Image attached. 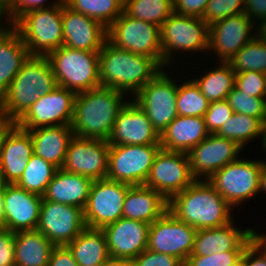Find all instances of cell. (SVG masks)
<instances>
[{"mask_svg":"<svg viewBox=\"0 0 266 266\" xmlns=\"http://www.w3.org/2000/svg\"><path fill=\"white\" fill-rule=\"evenodd\" d=\"M244 251H225L208 256H189L184 266H230L238 260Z\"/></svg>","mask_w":266,"mask_h":266,"instance_id":"obj_44","label":"cell"},{"mask_svg":"<svg viewBox=\"0 0 266 266\" xmlns=\"http://www.w3.org/2000/svg\"><path fill=\"white\" fill-rule=\"evenodd\" d=\"M125 96L104 87L76 94L71 123L74 136L108 140L120 110L130 100Z\"/></svg>","mask_w":266,"mask_h":266,"instance_id":"obj_3","label":"cell"},{"mask_svg":"<svg viewBox=\"0 0 266 266\" xmlns=\"http://www.w3.org/2000/svg\"><path fill=\"white\" fill-rule=\"evenodd\" d=\"M75 97V92L57 86L48 94L40 96L15 124L23 130L71 125Z\"/></svg>","mask_w":266,"mask_h":266,"instance_id":"obj_14","label":"cell"},{"mask_svg":"<svg viewBox=\"0 0 266 266\" xmlns=\"http://www.w3.org/2000/svg\"><path fill=\"white\" fill-rule=\"evenodd\" d=\"M57 86L47 56L30 55L0 99V119L15 123L40 96Z\"/></svg>","mask_w":266,"mask_h":266,"instance_id":"obj_4","label":"cell"},{"mask_svg":"<svg viewBox=\"0 0 266 266\" xmlns=\"http://www.w3.org/2000/svg\"><path fill=\"white\" fill-rule=\"evenodd\" d=\"M150 224L120 218L102 228L110 257L133 261L147 249Z\"/></svg>","mask_w":266,"mask_h":266,"instance_id":"obj_22","label":"cell"},{"mask_svg":"<svg viewBox=\"0 0 266 266\" xmlns=\"http://www.w3.org/2000/svg\"><path fill=\"white\" fill-rule=\"evenodd\" d=\"M167 70L168 68H164L160 71L132 98L147 114L159 135L178 116V81L170 76Z\"/></svg>","mask_w":266,"mask_h":266,"instance_id":"obj_11","label":"cell"},{"mask_svg":"<svg viewBox=\"0 0 266 266\" xmlns=\"http://www.w3.org/2000/svg\"><path fill=\"white\" fill-rule=\"evenodd\" d=\"M245 266H266L265 256L252 243L245 249Z\"/></svg>","mask_w":266,"mask_h":266,"instance_id":"obj_51","label":"cell"},{"mask_svg":"<svg viewBox=\"0 0 266 266\" xmlns=\"http://www.w3.org/2000/svg\"><path fill=\"white\" fill-rule=\"evenodd\" d=\"M244 149L234 140L209 134L187 152L191 173L196 180H207L228 163L237 161Z\"/></svg>","mask_w":266,"mask_h":266,"instance_id":"obj_19","label":"cell"},{"mask_svg":"<svg viewBox=\"0 0 266 266\" xmlns=\"http://www.w3.org/2000/svg\"><path fill=\"white\" fill-rule=\"evenodd\" d=\"M209 0H173V12L202 18Z\"/></svg>","mask_w":266,"mask_h":266,"instance_id":"obj_48","label":"cell"},{"mask_svg":"<svg viewBox=\"0 0 266 266\" xmlns=\"http://www.w3.org/2000/svg\"><path fill=\"white\" fill-rule=\"evenodd\" d=\"M235 74L258 71L266 74V40L258 34L229 61Z\"/></svg>","mask_w":266,"mask_h":266,"instance_id":"obj_38","label":"cell"},{"mask_svg":"<svg viewBox=\"0 0 266 266\" xmlns=\"http://www.w3.org/2000/svg\"><path fill=\"white\" fill-rule=\"evenodd\" d=\"M196 232L167 210L150 224L147 249L175 256L185 263L192 254Z\"/></svg>","mask_w":266,"mask_h":266,"instance_id":"obj_15","label":"cell"},{"mask_svg":"<svg viewBox=\"0 0 266 266\" xmlns=\"http://www.w3.org/2000/svg\"><path fill=\"white\" fill-rule=\"evenodd\" d=\"M233 113V109L227 100L210 102L204 115L208 132L216 134Z\"/></svg>","mask_w":266,"mask_h":266,"instance_id":"obj_43","label":"cell"},{"mask_svg":"<svg viewBox=\"0 0 266 266\" xmlns=\"http://www.w3.org/2000/svg\"><path fill=\"white\" fill-rule=\"evenodd\" d=\"M132 262L133 266H184V263L175 256L148 249L141 252Z\"/></svg>","mask_w":266,"mask_h":266,"instance_id":"obj_46","label":"cell"},{"mask_svg":"<svg viewBox=\"0 0 266 266\" xmlns=\"http://www.w3.org/2000/svg\"><path fill=\"white\" fill-rule=\"evenodd\" d=\"M230 266H245V250L242 254V256L236 260L233 264H231Z\"/></svg>","mask_w":266,"mask_h":266,"instance_id":"obj_58","label":"cell"},{"mask_svg":"<svg viewBox=\"0 0 266 266\" xmlns=\"http://www.w3.org/2000/svg\"><path fill=\"white\" fill-rule=\"evenodd\" d=\"M244 13L260 27L266 22V0H244Z\"/></svg>","mask_w":266,"mask_h":266,"instance_id":"obj_49","label":"cell"},{"mask_svg":"<svg viewBox=\"0 0 266 266\" xmlns=\"http://www.w3.org/2000/svg\"><path fill=\"white\" fill-rule=\"evenodd\" d=\"M260 191L266 194V161L261 160Z\"/></svg>","mask_w":266,"mask_h":266,"instance_id":"obj_56","label":"cell"},{"mask_svg":"<svg viewBox=\"0 0 266 266\" xmlns=\"http://www.w3.org/2000/svg\"><path fill=\"white\" fill-rule=\"evenodd\" d=\"M48 266H79L72 252L66 246H54L50 257Z\"/></svg>","mask_w":266,"mask_h":266,"instance_id":"obj_50","label":"cell"},{"mask_svg":"<svg viewBox=\"0 0 266 266\" xmlns=\"http://www.w3.org/2000/svg\"><path fill=\"white\" fill-rule=\"evenodd\" d=\"M63 45L99 52L107 41V28L84 14L73 11L62 0Z\"/></svg>","mask_w":266,"mask_h":266,"instance_id":"obj_23","label":"cell"},{"mask_svg":"<svg viewBox=\"0 0 266 266\" xmlns=\"http://www.w3.org/2000/svg\"><path fill=\"white\" fill-rule=\"evenodd\" d=\"M101 266H133V262L128 259L109 257Z\"/></svg>","mask_w":266,"mask_h":266,"instance_id":"obj_55","label":"cell"},{"mask_svg":"<svg viewBox=\"0 0 266 266\" xmlns=\"http://www.w3.org/2000/svg\"><path fill=\"white\" fill-rule=\"evenodd\" d=\"M43 196L16 184H6L4 193L5 229L12 232L36 230Z\"/></svg>","mask_w":266,"mask_h":266,"instance_id":"obj_24","label":"cell"},{"mask_svg":"<svg viewBox=\"0 0 266 266\" xmlns=\"http://www.w3.org/2000/svg\"><path fill=\"white\" fill-rule=\"evenodd\" d=\"M217 66L192 78L209 102L226 100L235 86V72L229 62H217ZM212 69V70H211Z\"/></svg>","mask_w":266,"mask_h":266,"instance_id":"obj_33","label":"cell"},{"mask_svg":"<svg viewBox=\"0 0 266 266\" xmlns=\"http://www.w3.org/2000/svg\"><path fill=\"white\" fill-rule=\"evenodd\" d=\"M11 124H12L11 122L0 119V148H1V140L3 137V133Z\"/></svg>","mask_w":266,"mask_h":266,"instance_id":"obj_57","label":"cell"},{"mask_svg":"<svg viewBox=\"0 0 266 266\" xmlns=\"http://www.w3.org/2000/svg\"><path fill=\"white\" fill-rule=\"evenodd\" d=\"M258 34L259 26L244 12L227 17L209 25L208 52L215 54L217 57L215 59L218 62H229L243 46Z\"/></svg>","mask_w":266,"mask_h":266,"instance_id":"obj_16","label":"cell"},{"mask_svg":"<svg viewBox=\"0 0 266 266\" xmlns=\"http://www.w3.org/2000/svg\"><path fill=\"white\" fill-rule=\"evenodd\" d=\"M209 134L204 117L178 115L160 134V145L168 151L187 153Z\"/></svg>","mask_w":266,"mask_h":266,"instance_id":"obj_26","label":"cell"},{"mask_svg":"<svg viewBox=\"0 0 266 266\" xmlns=\"http://www.w3.org/2000/svg\"><path fill=\"white\" fill-rule=\"evenodd\" d=\"M86 227L83 209L42 199L36 230L55 246L67 245Z\"/></svg>","mask_w":266,"mask_h":266,"instance_id":"obj_17","label":"cell"},{"mask_svg":"<svg viewBox=\"0 0 266 266\" xmlns=\"http://www.w3.org/2000/svg\"><path fill=\"white\" fill-rule=\"evenodd\" d=\"M168 210V201L145 185L128 188L123 204V218L152 224Z\"/></svg>","mask_w":266,"mask_h":266,"instance_id":"obj_27","label":"cell"},{"mask_svg":"<svg viewBox=\"0 0 266 266\" xmlns=\"http://www.w3.org/2000/svg\"><path fill=\"white\" fill-rule=\"evenodd\" d=\"M79 266L102 265L109 257L107 241L102 229L85 227L66 245Z\"/></svg>","mask_w":266,"mask_h":266,"instance_id":"obj_32","label":"cell"},{"mask_svg":"<svg viewBox=\"0 0 266 266\" xmlns=\"http://www.w3.org/2000/svg\"><path fill=\"white\" fill-rule=\"evenodd\" d=\"M29 56L19 32L12 25L0 34V99Z\"/></svg>","mask_w":266,"mask_h":266,"instance_id":"obj_30","label":"cell"},{"mask_svg":"<svg viewBox=\"0 0 266 266\" xmlns=\"http://www.w3.org/2000/svg\"><path fill=\"white\" fill-rule=\"evenodd\" d=\"M107 41L121 50L151 57L162 67L160 27L155 24L123 12L107 28Z\"/></svg>","mask_w":266,"mask_h":266,"instance_id":"obj_9","label":"cell"},{"mask_svg":"<svg viewBox=\"0 0 266 266\" xmlns=\"http://www.w3.org/2000/svg\"><path fill=\"white\" fill-rule=\"evenodd\" d=\"M195 180L186 152L168 151L161 148L144 185L154 189L169 201Z\"/></svg>","mask_w":266,"mask_h":266,"instance_id":"obj_13","label":"cell"},{"mask_svg":"<svg viewBox=\"0 0 266 266\" xmlns=\"http://www.w3.org/2000/svg\"><path fill=\"white\" fill-rule=\"evenodd\" d=\"M123 12L161 27L173 13V0H124Z\"/></svg>","mask_w":266,"mask_h":266,"instance_id":"obj_37","label":"cell"},{"mask_svg":"<svg viewBox=\"0 0 266 266\" xmlns=\"http://www.w3.org/2000/svg\"><path fill=\"white\" fill-rule=\"evenodd\" d=\"M26 131L32 137L34 154L52 163L58 169L61 168L69 143L74 137L71 125L38 127Z\"/></svg>","mask_w":266,"mask_h":266,"instance_id":"obj_29","label":"cell"},{"mask_svg":"<svg viewBox=\"0 0 266 266\" xmlns=\"http://www.w3.org/2000/svg\"><path fill=\"white\" fill-rule=\"evenodd\" d=\"M5 182L0 179V229L5 228V207H4V193L6 188Z\"/></svg>","mask_w":266,"mask_h":266,"instance_id":"obj_53","label":"cell"},{"mask_svg":"<svg viewBox=\"0 0 266 266\" xmlns=\"http://www.w3.org/2000/svg\"><path fill=\"white\" fill-rule=\"evenodd\" d=\"M4 21L6 22V24ZM10 25L11 23L6 14L4 0H0V34H2L8 27H10Z\"/></svg>","mask_w":266,"mask_h":266,"instance_id":"obj_54","label":"cell"},{"mask_svg":"<svg viewBox=\"0 0 266 266\" xmlns=\"http://www.w3.org/2000/svg\"><path fill=\"white\" fill-rule=\"evenodd\" d=\"M260 171L261 159L248 160L240 156L214 172L207 181L235 208L261 193Z\"/></svg>","mask_w":266,"mask_h":266,"instance_id":"obj_8","label":"cell"},{"mask_svg":"<svg viewBox=\"0 0 266 266\" xmlns=\"http://www.w3.org/2000/svg\"><path fill=\"white\" fill-rule=\"evenodd\" d=\"M57 84L76 94L100 87L99 52L62 46L47 55Z\"/></svg>","mask_w":266,"mask_h":266,"instance_id":"obj_7","label":"cell"},{"mask_svg":"<svg viewBox=\"0 0 266 266\" xmlns=\"http://www.w3.org/2000/svg\"><path fill=\"white\" fill-rule=\"evenodd\" d=\"M11 25L19 32L30 55L47 56L63 46L62 1L52 7L27 11Z\"/></svg>","mask_w":266,"mask_h":266,"instance_id":"obj_6","label":"cell"},{"mask_svg":"<svg viewBox=\"0 0 266 266\" xmlns=\"http://www.w3.org/2000/svg\"><path fill=\"white\" fill-rule=\"evenodd\" d=\"M232 222L216 228L197 230L194 248L190 256H208L217 252L244 251L251 243L254 228L235 226ZM240 228V229H239Z\"/></svg>","mask_w":266,"mask_h":266,"instance_id":"obj_25","label":"cell"},{"mask_svg":"<svg viewBox=\"0 0 266 266\" xmlns=\"http://www.w3.org/2000/svg\"><path fill=\"white\" fill-rule=\"evenodd\" d=\"M168 211L197 230L233 221V207L207 180H195L168 201ZM232 215V216H231Z\"/></svg>","mask_w":266,"mask_h":266,"instance_id":"obj_2","label":"cell"},{"mask_svg":"<svg viewBox=\"0 0 266 266\" xmlns=\"http://www.w3.org/2000/svg\"><path fill=\"white\" fill-rule=\"evenodd\" d=\"M107 140L74 136L61 167L68 173L83 175L92 181L105 179L108 171Z\"/></svg>","mask_w":266,"mask_h":266,"instance_id":"obj_18","label":"cell"},{"mask_svg":"<svg viewBox=\"0 0 266 266\" xmlns=\"http://www.w3.org/2000/svg\"><path fill=\"white\" fill-rule=\"evenodd\" d=\"M160 43L164 69L175 64L176 54L208 52L209 25L202 18L173 12L160 27Z\"/></svg>","mask_w":266,"mask_h":266,"instance_id":"obj_5","label":"cell"},{"mask_svg":"<svg viewBox=\"0 0 266 266\" xmlns=\"http://www.w3.org/2000/svg\"><path fill=\"white\" fill-rule=\"evenodd\" d=\"M57 169L52 163L33 154L15 184L28 192L43 196Z\"/></svg>","mask_w":266,"mask_h":266,"instance_id":"obj_35","label":"cell"},{"mask_svg":"<svg viewBox=\"0 0 266 266\" xmlns=\"http://www.w3.org/2000/svg\"><path fill=\"white\" fill-rule=\"evenodd\" d=\"M160 144L109 145L107 179L144 185L148 179Z\"/></svg>","mask_w":266,"mask_h":266,"instance_id":"obj_10","label":"cell"},{"mask_svg":"<svg viewBox=\"0 0 266 266\" xmlns=\"http://www.w3.org/2000/svg\"><path fill=\"white\" fill-rule=\"evenodd\" d=\"M55 245L40 231L15 232V266H48Z\"/></svg>","mask_w":266,"mask_h":266,"instance_id":"obj_31","label":"cell"},{"mask_svg":"<svg viewBox=\"0 0 266 266\" xmlns=\"http://www.w3.org/2000/svg\"><path fill=\"white\" fill-rule=\"evenodd\" d=\"M73 11L84 14L108 28L122 13L124 0H63Z\"/></svg>","mask_w":266,"mask_h":266,"instance_id":"obj_36","label":"cell"},{"mask_svg":"<svg viewBox=\"0 0 266 266\" xmlns=\"http://www.w3.org/2000/svg\"><path fill=\"white\" fill-rule=\"evenodd\" d=\"M264 121L261 118L233 113L216 133L219 137L236 141L243 149L252 140L263 139Z\"/></svg>","mask_w":266,"mask_h":266,"instance_id":"obj_34","label":"cell"},{"mask_svg":"<svg viewBox=\"0 0 266 266\" xmlns=\"http://www.w3.org/2000/svg\"><path fill=\"white\" fill-rule=\"evenodd\" d=\"M130 186L107 178L93 181L83 210L86 226L102 229L122 218L124 199Z\"/></svg>","mask_w":266,"mask_h":266,"instance_id":"obj_12","label":"cell"},{"mask_svg":"<svg viewBox=\"0 0 266 266\" xmlns=\"http://www.w3.org/2000/svg\"><path fill=\"white\" fill-rule=\"evenodd\" d=\"M34 154L30 133L12 123L3 133L0 148V179L15 184Z\"/></svg>","mask_w":266,"mask_h":266,"instance_id":"obj_21","label":"cell"},{"mask_svg":"<svg viewBox=\"0 0 266 266\" xmlns=\"http://www.w3.org/2000/svg\"><path fill=\"white\" fill-rule=\"evenodd\" d=\"M107 142L109 145L160 144V135L143 109L131 99L120 110Z\"/></svg>","mask_w":266,"mask_h":266,"instance_id":"obj_20","label":"cell"},{"mask_svg":"<svg viewBox=\"0 0 266 266\" xmlns=\"http://www.w3.org/2000/svg\"><path fill=\"white\" fill-rule=\"evenodd\" d=\"M15 232L0 229V266H15Z\"/></svg>","mask_w":266,"mask_h":266,"instance_id":"obj_47","label":"cell"},{"mask_svg":"<svg viewBox=\"0 0 266 266\" xmlns=\"http://www.w3.org/2000/svg\"><path fill=\"white\" fill-rule=\"evenodd\" d=\"M234 113H241L266 121V98L253 97L235 86L226 99Z\"/></svg>","mask_w":266,"mask_h":266,"instance_id":"obj_40","label":"cell"},{"mask_svg":"<svg viewBox=\"0 0 266 266\" xmlns=\"http://www.w3.org/2000/svg\"><path fill=\"white\" fill-rule=\"evenodd\" d=\"M259 34L266 40V22L259 27Z\"/></svg>","mask_w":266,"mask_h":266,"instance_id":"obj_60","label":"cell"},{"mask_svg":"<svg viewBox=\"0 0 266 266\" xmlns=\"http://www.w3.org/2000/svg\"><path fill=\"white\" fill-rule=\"evenodd\" d=\"M92 180L79 174L68 173L57 169L43 198L48 201L70 206H77L84 210Z\"/></svg>","mask_w":266,"mask_h":266,"instance_id":"obj_28","label":"cell"},{"mask_svg":"<svg viewBox=\"0 0 266 266\" xmlns=\"http://www.w3.org/2000/svg\"><path fill=\"white\" fill-rule=\"evenodd\" d=\"M244 12V0H209L202 19L208 24Z\"/></svg>","mask_w":266,"mask_h":266,"instance_id":"obj_41","label":"cell"},{"mask_svg":"<svg viewBox=\"0 0 266 266\" xmlns=\"http://www.w3.org/2000/svg\"><path fill=\"white\" fill-rule=\"evenodd\" d=\"M162 70L153 58L121 50L108 41L99 51L100 87L116 89L130 99Z\"/></svg>","mask_w":266,"mask_h":266,"instance_id":"obj_1","label":"cell"},{"mask_svg":"<svg viewBox=\"0 0 266 266\" xmlns=\"http://www.w3.org/2000/svg\"><path fill=\"white\" fill-rule=\"evenodd\" d=\"M251 243L265 256L266 258V234L258 233L253 229L251 235Z\"/></svg>","mask_w":266,"mask_h":266,"instance_id":"obj_52","label":"cell"},{"mask_svg":"<svg viewBox=\"0 0 266 266\" xmlns=\"http://www.w3.org/2000/svg\"><path fill=\"white\" fill-rule=\"evenodd\" d=\"M235 87L253 97L266 98V74L244 71L235 76Z\"/></svg>","mask_w":266,"mask_h":266,"instance_id":"obj_42","label":"cell"},{"mask_svg":"<svg viewBox=\"0 0 266 266\" xmlns=\"http://www.w3.org/2000/svg\"><path fill=\"white\" fill-rule=\"evenodd\" d=\"M209 103L192 79H185L184 82L178 84L176 95L178 115L204 117Z\"/></svg>","mask_w":266,"mask_h":266,"instance_id":"obj_39","label":"cell"},{"mask_svg":"<svg viewBox=\"0 0 266 266\" xmlns=\"http://www.w3.org/2000/svg\"><path fill=\"white\" fill-rule=\"evenodd\" d=\"M260 141L261 149L266 152V121L264 122L263 139Z\"/></svg>","mask_w":266,"mask_h":266,"instance_id":"obj_59","label":"cell"},{"mask_svg":"<svg viewBox=\"0 0 266 266\" xmlns=\"http://www.w3.org/2000/svg\"><path fill=\"white\" fill-rule=\"evenodd\" d=\"M4 0L7 17L12 24L21 14L39 8L58 5L62 0ZM47 3V4H46Z\"/></svg>","mask_w":266,"mask_h":266,"instance_id":"obj_45","label":"cell"}]
</instances>
